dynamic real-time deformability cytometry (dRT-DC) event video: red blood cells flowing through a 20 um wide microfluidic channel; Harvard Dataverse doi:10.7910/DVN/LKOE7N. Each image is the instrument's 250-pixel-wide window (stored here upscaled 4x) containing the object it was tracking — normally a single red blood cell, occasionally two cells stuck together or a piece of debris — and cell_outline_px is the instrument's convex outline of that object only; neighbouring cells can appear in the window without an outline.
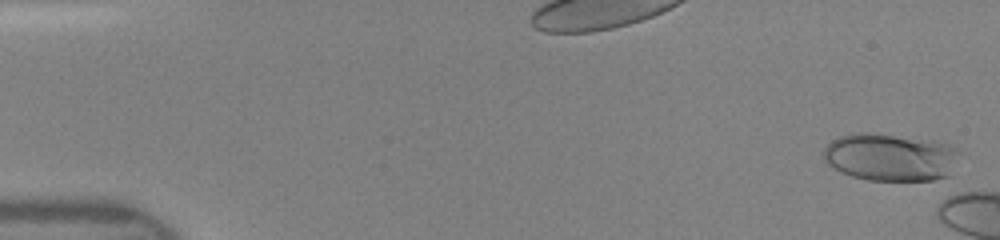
{"species": "human", "species_latin": "Homo sapiens", "temperature_condition": "room temperature", "stored_images_in_passage": 12, "camera_frame_rate_fps": 3000, "um_per_image_px": 0.085, "donor": {"sex": "female"}, "frame": {"image": 1, "passage_image": 1, "time_ms": 0.0, "image_size_px": [1000, 240], "cell_outline_px": [[960, 152], [948, 176], [932, 180], [868, 180], [852, 176], [828, 164], [824, 160], [824, 148], [832, 140], [840, 136], [856, 132], [872, 132], [932, 140], [952, 144]], "centroid_in_image_um": [75.7, 13.34], "position_along_channel_um": 9.3, "area_um2": 37.69}}